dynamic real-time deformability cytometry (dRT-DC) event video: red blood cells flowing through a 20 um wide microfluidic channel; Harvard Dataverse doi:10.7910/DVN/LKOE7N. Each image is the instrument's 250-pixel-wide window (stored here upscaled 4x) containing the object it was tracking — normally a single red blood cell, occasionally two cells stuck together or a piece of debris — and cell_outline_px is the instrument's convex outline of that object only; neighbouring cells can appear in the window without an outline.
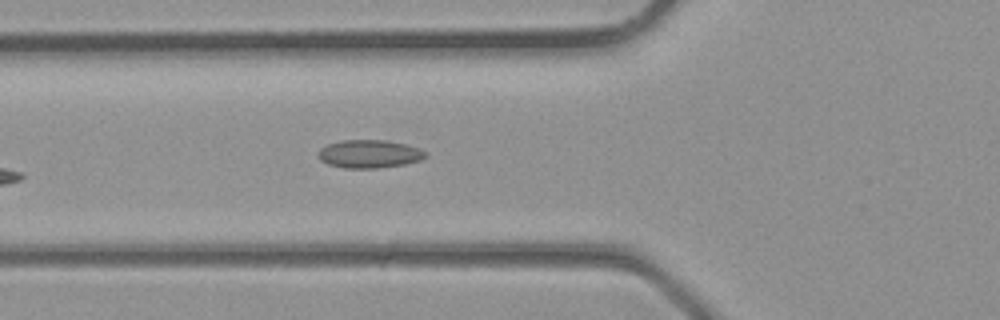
{"species": "common noctule bat (a hibernating species)", "species_latin": "Nyctalus noctula", "temperature_condition": "room temperature", "stored_images_in_passage": 4, "camera_frame_rate_fps": 3000, "um_per_image_px": 0.085, "animal": {"sex": "male", "body_mass_g": 23.1, "forearm_length_mm": 52.7}, "frame": {"image": 1, "passage_image": 4, "time_ms": 1.0, "image_size_px": [1000, 320], "cell_outline_px": [[428, 156], [420, 160], [404, 164], [376, 168], [344, 168], [328, 164], [320, 160], [316, 156], [320, 148], [328, 144], [340, 140], [384, 140], [404, 144], [420, 148]], "centroid_in_image_um": [31.35, 13.08], "position_along_channel_um": 94.5, "area_um2": 17.57}}